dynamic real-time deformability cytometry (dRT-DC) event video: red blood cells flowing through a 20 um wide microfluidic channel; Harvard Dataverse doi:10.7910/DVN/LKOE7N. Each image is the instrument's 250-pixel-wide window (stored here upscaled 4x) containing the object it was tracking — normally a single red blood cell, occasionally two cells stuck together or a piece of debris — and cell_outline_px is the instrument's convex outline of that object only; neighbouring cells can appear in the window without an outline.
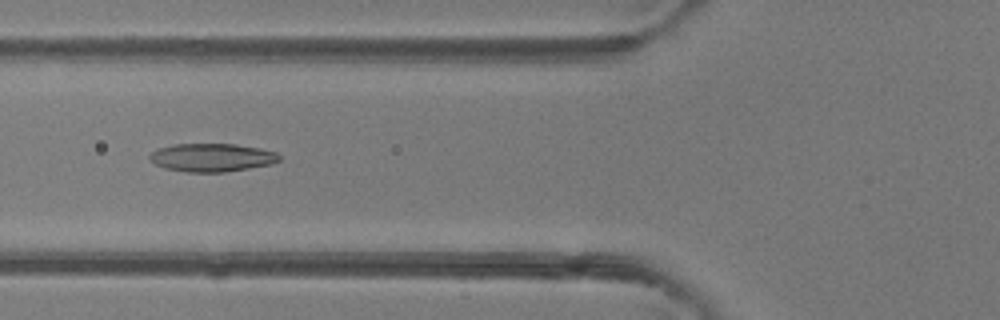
{"species": "common noctule bat (a hibernating species)", "species_latin": "Nyctalus noctula", "temperature_condition": "room temperature", "stored_images_in_passage": 49, "camera_frame_rate_fps": 3000, "um_per_image_px": 0.085, "animal": {"sex": "female"}, "frame": {"image": 1, "passage_image": 19, "time_ms": 6.0, "image_size_px": [1000, 320], "cell_outline_px": [[280, 160], [272, 164], [224, 172], [188, 172], [164, 168], [156, 164], [148, 156], [152, 152], [160, 148], [172, 144], [236, 144], [260, 148], [276, 152], [280, 156]], "centroid_in_image_um": [18.03, 13.38], "position_along_channel_um": 107.8, "area_um2": 21.21}}
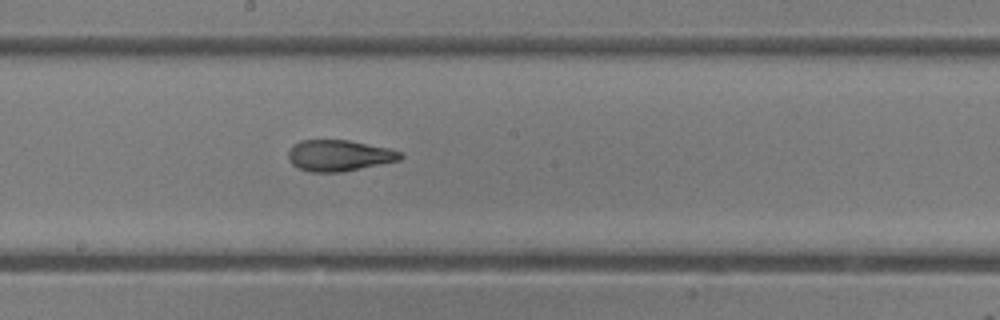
{"frame": {"image": 2, "passage_image": 27, "time_ms": 8.667, "image_size_px": [1000, 320], "cell_outline_px": [[404, 156], [400, 160], [340, 172], [308, 172], [296, 168], [288, 160], [288, 152], [292, 144], [300, 140], [348, 140], [388, 148], [400, 152]], "centroid_in_image_um": [28.76, 13.22], "position_along_channel_um": 219.4, "area_um2": 20.4}}
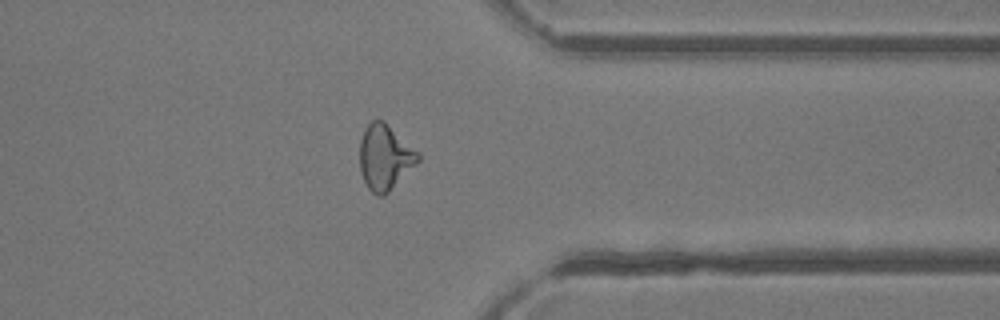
{"frame": {"image": 3, "passage_image": 39, "time_ms": 12.667, "image_size_px": [1000, 320], "cell_outline_px": [[420, 160], [384, 196], [376, 196], [368, 188], [360, 172], [360, 140], [364, 128], [372, 120], [384, 120], [420, 152]], "centroid_in_image_um": [32.72, 13.34], "position_along_channel_um": 378.7, "area_um2": 22.31}, "authors_computed_cell_mechanics": {"area_um2": 21.7906, "velocity_mm_per_s": 4.1678, "shape_relaxation_time_tau1_ms": 6.5535, "shape_relaxation_time_tau2_ms": 1.7365, "deformation_change_tau1": 0.2068, "deformation_change_tau2": 0.0945}}